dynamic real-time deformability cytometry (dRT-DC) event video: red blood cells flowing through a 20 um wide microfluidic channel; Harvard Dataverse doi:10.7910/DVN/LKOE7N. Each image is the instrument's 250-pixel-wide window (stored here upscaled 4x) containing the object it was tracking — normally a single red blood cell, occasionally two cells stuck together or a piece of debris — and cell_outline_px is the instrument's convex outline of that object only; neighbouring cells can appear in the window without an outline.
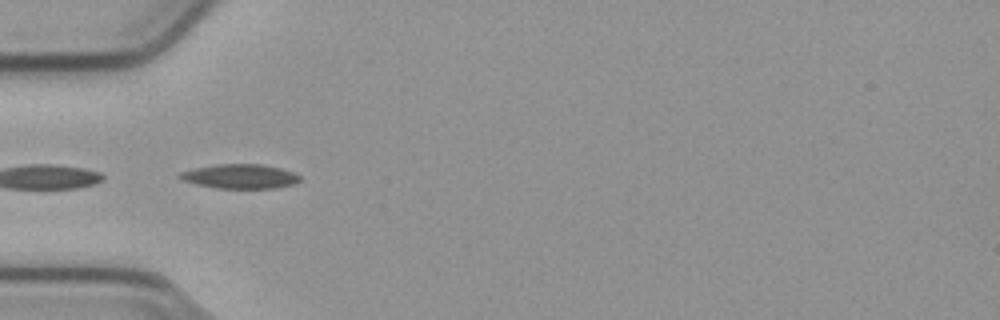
{"species": "common noctule bat (a hibernating species)", "species_latin": "Nyctalus noctula", "temperature_condition": "cold", "stored_images_in_passage": 38, "camera_frame_rate_fps": 3000, "um_per_image_px": 0.085, "animal": {"sex": "male", "body_mass_g": 23.1, "forearm_length_mm": 52.7}, "frame": {"image": 1, "passage_image": 1, "time_ms": 0.0, "image_size_px": [1000, 320], "cell_outline_px": [[300, 180], [296, 184], [276, 188], [216, 188], [196, 184], [180, 180], [176, 176], [180, 172], [196, 168], [216, 164], [264, 164], [280, 168], [292, 172], [300, 176]], "centroid_in_image_um": [20.39, 14.99], "position_along_channel_um": 64.6, "area_um2": 17.17}}
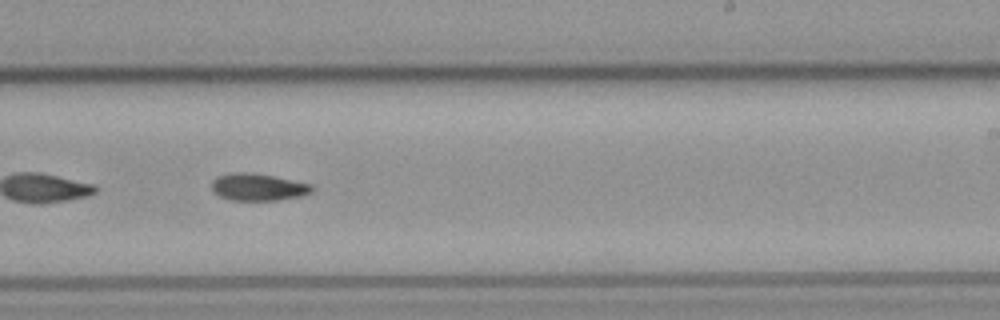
{"frame": {"image": 2, "passage_image": 17, "time_ms": 5.333, "image_size_px": [1000, 320], "cell_outline_px": [[312, 192], [304, 196], [276, 200], [232, 200], [220, 196], [212, 188], [212, 180], [220, 176], [236, 172], [244, 172], [272, 176], [312, 184]], "centroid_in_image_um": [21.98, 15.91], "position_along_channel_um": 267.0, "area_um2": 15.55}}
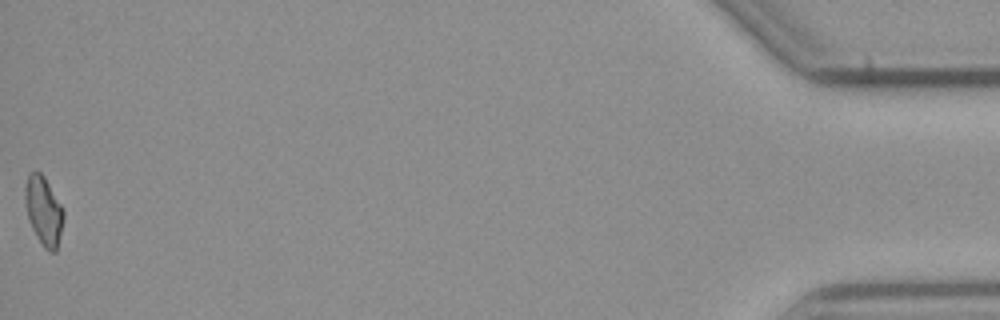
{"frame": {"image": 3, "passage_image": 38, "time_ms": 12.333, "image_size_px": [1000, 320], "cell_outline_px": [[64, 216], [56, 252], [48, 252], [44, 248], [32, 228], [28, 216], [24, 196], [24, 188], [28, 176], [32, 172], [40, 172], [44, 176], [64, 208]], "centroid_in_image_um": [3.72, 17.92], "position_along_channel_um": 431.5, "area_um2": 15.32}}